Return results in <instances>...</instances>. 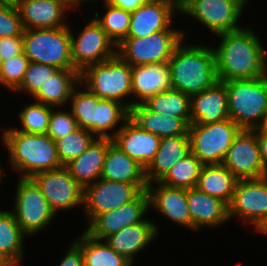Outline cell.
<instances>
[{
    "label": "cell",
    "instance_id": "ba28073f",
    "mask_svg": "<svg viewBox=\"0 0 267 266\" xmlns=\"http://www.w3.org/2000/svg\"><path fill=\"white\" fill-rule=\"evenodd\" d=\"M184 34L183 30H162L141 38L126 37L117 45V55L131 66L168 63Z\"/></svg>",
    "mask_w": 267,
    "mask_h": 266
},
{
    "label": "cell",
    "instance_id": "4316f807",
    "mask_svg": "<svg viewBox=\"0 0 267 266\" xmlns=\"http://www.w3.org/2000/svg\"><path fill=\"white\" fill-rule=\"evenodd\" d=\"M100 178L129 184H147L145 168L114 143L108 147Z\"/></svg>",
    "mask_w": 267,
    "mask_h": 266
},
{
    "label": "cell",
    "instance_id": "ab89813d",
    "mask_svg": "<svg viewBox=\"0 0 267 266\" xmlns=\"http://www.w3.org/2000/svg\"><path fill=\"white\" fill-rule=\"evenodd\" d=\"M30 61L24 53L0 62V85L15 91L22 83Z\"/></svg>",
    "mask_w": 267,
    "mask_h": 266
},
{
    "label": "cell",
    "instance_id": "7a4b0ae2",
    "mask_svg": "<svg viewBox=\"0 0 267 266\" xmlns=\"http://www.w3.org/2000/svg\"><path fill=\"white\" fill-rule=\"evenodd\" d=\"M176 46L168 62L171 87L193 96L218 81L213 47L204 45Z\"/></svg>",
    "mask_w": 267,
    "mask_h": 266
},
{
    "label": "cell",
    "instance_id": "484cf974",
    "mask_svg": "<svg viewBox=\"0 0 267 266\" xmlns=\"http://www.w3.org/2000/svg\"><path fill=\"white\" fill-rule=\"evenodd\" d=\"M132 96L135 104L148 97L172 89L168 63L132 66ZM139 100V101H138Z\"/></svg>",
    "mask_w": 267,
    "mask_h": 266
},
{
    "label": "cell",
    "instance_id": "74e56055",
    "mask_svg": "<svg viewBox=\"0 0 267 266\" xmlns=\"http://www.w3.org/2000/svg\"><path fill=\"white\" fill-rule=\"evenodd\" d=\"M107 11L102 17L95 13V20L101 25L107 35L118 45L128 35L131 20V12L122 8L105 4Z\"/></svg>",
    "mask_w": 267,
    "mask_h": 266
},
{
    "label": "cell",
    "instance_id": "83f0119b",
    "mask_svg": "<svg viewBox=\"0 0 267 266\" xmlns=\"http://www.w3.org/2000/svg\"><path fill=\"white\" fill-rule=\"evenodd\" d=\"M130 118L143 130L159 138L188 135V125L181 118L153 112L143 103L132 106Z\"/></svg>",
    "mask_w": 267,
    "mask_h": 266
},
{
    "label": "cell",
    "instance_id": "11a10c76",
    "mask_svg": "<svg viewBox=\"0 0 267 266\" xmlns=\"http://www.w3.org/2000/svg\"><path fill=\"white\" fill-rule=\"evenodd\" d=\"M187 0H177V2L182 5L184 2H186Z\"/></svg>",
    "mask_w": 267,
    "mask_h": 266
},
{
    "label": "cell",
    "instance_id": "5bb4252c",
    "mask_svg": "<svg viewBox=\"0 0 267 266\" xmlns=\"http://www.w3.org/2000/svg\"><path fill=\"white\" fill-rule=\"evenodd\" d=\"M240 216L257 230L267 219V176L239 179L229 204V218Z\"/></svg>",
    "mask_w": 267,
    "mask_h": 266
},
{
    "label": "cell",
    "instance_id": "bcb514c9",
    "mask_svg": "<svg viewBox=\"0 0 267 266\" xmlns=\"http://www.w3.org/2000/svg\"><path fill=\"white\" fill-rule=\"evenodd\" d=\"M104 4H110L115 7H119L128 12H133L142 6L144 0H104Z\"/></svg>",
    "mask_w": 267,
    "mask_h": 266
},
{
    "label": "cell",
    "instance_id": "7bdbcfd3",
    "mask_svg": "<svg viewBox=\"0 0 267 266\" xmlns=\"http://www.w3.org/2000/svg\"><path fill=\"white\" fill-rule=\"evenodd\" d=\"M24 28L16 5L0 3V38L23 36Z\"/></svg>",
    "mask_w": 267,
    "mask_h": 266
},
{
    "label": "cell",
    "instance_id": "3957f363",
    "mask_svg": "<svg viewBox=\"0 0 267 266\" xmlns=\"http://www.w3.org/2000/svg\"><path fill=\"white\" fill-rule=\"evenodd\" d=\"M12 170L22 173L20 178L62 168L55 141L47 134H27L12 128L2 133Z\"/></svg>",
    "mask_w": 267,
    "mask_h": 266
},
{
    "label": "cell",
    "instance_id": "4fadbf2b",
    "mask_svg": "<svg viewBox=\"0 0 267 266\" xmlns=\"http://www.w3.org/2000/svg\"><path fill=\"white\" fill-rule=\"evenodd\" d=\"M31 179L40 188L55 214L60 210L83 205L84 189L64 166L57 170L36 173Z\"/></svg>",
    "mask_w": 267,
    "mask_h": 266
},
{
    "label": "cell",
    "instance_id": "603a6c76",
    "mask_svg": "<svg viewBox=\"0 0 267 266\" xmlns=\"http://www.w3.org/2000/svg\"><path fill=\"white\" fill-rule=\"evenodd\" d=\"M24 30L68 26L66 8L53 0H19L16 4ZM65 20V22H64Z\"/></svg>",
    "mask_w": 267,
    "mask_h": 266
},
{
    "label": "cell",
    "instance_id": "4dcf8cb0",
    "mask_svg": "<svg viewBox=\"0 0 267 266\" xmlns=\"http://www.w3.org/2000/svg\"><path fill=\"white\" fill-rule=\"evenodd\" d=\"M238 179L223 164L203 165L197 187L230 204Z\"/></svg>",
    "mask_w": 267,
    "mask_h": 266
},
{
    "label": "cell",
    "instance_id": "9c48e42d",
    "mask_svg": "<svg viewBox=\"0 0 267 266\" xmlns=\"http://www.w3.org/2000/svg\"><path fill=\"white\" fill-rule=\"evenodd\" d=\"M17 184L12 213L21 230L30 236L49 226L56 214L31 178H19Z\"/></svg>",
    "mask_w": 267,
    "mask_h": 266
},
{
    "label": "cell",
    "instance_id": "9a60e30c",
    "mask_svg": "<svg viewBox=\"0 0 267 266\" xmlns=\"http://www.w3.org/2000/svg\"><path fill=\"white\" fill-rule=\"evenodd\" d=\"M238 180L267 176L261 161L256 129H242L232 142L222 163Z\"/></svg>",
    "mask_w": 267,
    "mask_h": 266
},
{
    "label": "cell",
    "instance_id": "44dd1931",
    "mask_svg": "<svg viewBox=\"0 0 267 266\" xmlns=\"http://www.w3.org/2000/svg\"><path fill=\"white\" fill-rule=\"evenodd\" d=\"M191 123H213L229 119L225 82L217 81L208 89L190 97Z\"/></svg>",
    "mask_w": 267,
    "mask_h": 266
},
{
    "label": "cell",
    "instance_id": "c3c4849f",
    "mask_svg": "<svg viewBox=\"0 0 267 266\" xmlns=\"http://www.w3.org/2000/svg\"><path fill=\"white\" fill-rule=\"evenodd\" d=\"M54 2H57V3H60L63 7H65L68 11V9H75V7L79 6L82 3L84 2H87L86 0H53Z\"/></svg>",
    "mask_w": 267,
    "mask_h": 266
},
{
    "label": "cell",
    "instance_id": "8992f818",
    "mask_svg": "<svg viewBox=\"0 0 267 266\" xmlns=\"http://www.w3.org/2000/svg\"><path fill=\"white\" fill-rule=\"evenodd\" d=\"M70 26L26 29L23 32V53L30 62L58 69H74L71 58Z\"/></svg>",
    "mask_w": 267,
    "mask_h": 266
},
{
    "label": "cell",
    "instance_id": "816d5d0a",
    "mask_svg": "<svg viewBox=\"0 0 267 266\" xmlns=\"http://www.w3.org/2000/svg\"><path fill=\"white\" fill-rule=\"evenodd\" d=\"M256 231L267 236V219L263 222V224H261V226Z\"/></svg>",
    "mask_w": 267,
    "mask_h": 266
},
{
    "label": "cell",
    "instance_id": "9f6ffc18",
    "mask_svg": "<svg viewBox=\"0 0 267 266\" xmlns=\"http://www.w3.org/2000/svg\"><path fill=\"white\" fill-rule=\"evenodd\" d=\"M0 266H8L0 261Z\"/></svg>",
    "mask_w": 267,
    "mask_h": 266
},
{
    "label": "cell",
    "instance_id": "7402d4cb",
    "mask_svg": "<svg viewBox=\"0 0 267 266\" xmlns=\"http://www.w3.org/2000/svg\"><path fill=\"white\" fill-rule=\"evenodd\" d=\"M112 143L113 139L96 138L79 157L64 166L83 189L100 178Z\"/></svg>",
    "mask_w": 267,
    "mask_h": 266
},
{
    "label": "cell",
    "instance_id": "8fae6325",
    "mask_svg": "<svg viewBox=\"0 0 267 266\" xmlns=\"http://www.w3.org/2000/svg\"><path fill=\"white\" fill-rule=\"evenodd\" d=\"M148 184H129L99 178L84 188L83 206L90 223L97 215L135 200Z\"/></svg>",
    "mask_w": 267,
    "mask_h": 266
},
{
    "label": "cell",
    "instance_id": "f5cc1de1",
    "mask_svg": "<svg viewBox=\"0 0 267 266\" xmlns=\"http://www.w3.org/2000/svg\"><path fill=\"white\" fill-rule=\"evenodd\" d=\"M19 0H0V3L13 4L16 5Z\"/></svg>",
    "mask_w": 267,
    "mask_h": 266
},
{
    "label": "cell",
    "instance_id": "db71d44e",
    "mask_svg": "<svg viewBox=\"0 0 267 266\" xmlns=\"http://www.w3.org/2000/svg\"><path fill=\"white\" fill-rule=\"evenodd\" d=\"M1 166V165H0ZM4 171H2V168L0 167V183H1V179H2V174Z\"/></svg>",
    "mask_w": 267,
    "mask_h": 266
},
{
    "label": "cell",
    "instance_id": "d6986e66",
    "mask_svg": "<svg viewBox=\"0 0 267 266\" xmlns=\"http://www.w3.org/2000/svg\"><path fill=\"white\" fill-rule=\"evenodd\" d=\"M186 199L191 216V230L219 227L229 218V205L201 191L198 187L186 189Z\"/></svg>",
    "mask_w": 267,
    "mask_h": 266
},
{
    "label": "cell",
    "instance_id": "6da1fadb",
    "mask_svg": "<svg viewBox=\"0 0 267 266\" xmlns=\"http://www.w3.org/2000/svg\"><path fill=\"white\" fill-rule=\"evenodd\" d=\"M252 28L217 35L221 38L215 53L219 81L256 79L267 75V50Z\"/></svg>",
    "mask_w": 267,
    "mask_h": 266
},
{
    "label": "cell",
    "instance_id": "ac0fdd59",
    "mask_svg": "<svg viewBox=\"0 0 267 266\" xmlns=\"http://www.w3.org/2000/svg\"><path fill=\"white\" fill-rule=\"evenodd\" d=\"M181 10L180 4L144 3L131 12L127 37L141 38L172 28V18Z\"/></svg>",
    "mask_w": 267,
    "mask_h": 266
},
{
    "label": "cell",
    "instance_id": "30bf717a",
    "mask_svg": "<svg viewBox=\"0 0 267 266\" xmlns=\"http://www.w3.org/2000/svg\"><path fill=\"white\" fill-rule=\"evenodd\" d=\"M248 0H187L180 12L193 17L212 34L219 35L240 30L237 26Z\"/></svg>",
    "mask_w": 267,
    "mask_h": 266
},
{
    "label": "cell",
    "instance_id": "d590c367",
    "mask_svg": "<svg viewBox=\"0 0 267 266\" xmlns=\"http://www.w3.org/2000/svg\"><path fill=\"white\" fill-rule=\"evenodd\" d=\"M203 165L193 153H190L177 162L159 182L176 188L197 187Z\"/></svg>",
    "mask_w": 267,
    "mask_h": 266
},
{
    "label": "cell",
    "instance_id": "681fc988",
    "mask_svg": "<svg viewBox=\"0 0 267 266\" xmlns=\"http://www.w3.org/2000/svg\"><path fill=\"white\" fill-rule=\"evenodd\" d=\"M256 129L262 135H267V113L264 115L261 124Z\"/></svg>",
    "mask_w": 267,
    "mask_h": 266
},
{
    "label": "cell",
    "instance_id": "ee69618b",
    "mask_svg": "<svg viewBox=\"0 0 267 266\" xmlns=\"http://www.w3.org/2000/svg\"><path fill=\"white\" fill-rule=\"evenodd\" d=\"M23 53V36L0 38V62Z\"/></svg>",
    "mask_w": 267,
    "mask_h": 266
},
{
    "label": "cell",
    "instance_id": "f907efd6",
    "mask_svg": "<svg viewBox=\"0 0 267 266\" xmlns=\"http://www.w3.org/2000/svg\"><path fill=\"white\" fill-rule=\"evenodd\" d=\"M146 3L179 4L177 0H144Z\"/></svg>",
    "mask_w": 267,
    "mask_h": 266
},
{
    "label": "cell",
    "instance_id": "277c9868",
    "mask_svg": "<svg viewBox=\"0 0 267 266\" xmlns=\"http://www.w3.org/2000/svg\"><path fill=\"white\" fill-rule=\"evenodd\" d=\"M131 78L132 66L118 55L104 62L88 66L80 73L81 88L85 86L100 99L117 101L129 111L135 104V101L128 99L132 96Z\"/></svg>",
    "mask_w": 267,
    "mask_h": 266
},
{
    "label": "cell",
    "instance_id": "b9f144b4",
    "mask_svg": "<svg viewBox=\"0 0 267 266\" xmlns=\"http://www.w3.org/2000/svg\"><path fill=\"white\" fill-rule=\"evenodd\" d=\"M53 109L55 107L51 109L47 135L56 141L75 131L78 128V124L71 111Z\"/></svg>",
    "mask_w": 267,
    "mask_h": 266
},
{
    "label": "cell",
    "instance_id": "7c38bea8",
    "mask_svg": "<svg viewBox=\"0 0 267 266\" xmlns=\"http://www.w3.org/2000/svg\"><path fill=\"white\" fill-rule=\"evenodd\" d=\"M90 20L77 37L70 29L71 58L74 69L79 73L88 66L104 62L117 55V49H115L117 45L114 41L94 17Z\"/></svg>",
    "mask_w": 267,
    "mask_h": 266
},
{
    "label": "cell",
    "instance_id": "d6a6232c",
    "mask_svg": "<svg viewBox=\"0 0 267 266\" xmlns=\"http://www.w3.org/2000/svg\"><path fill=\"white\" fill-rule=\"evenodd\" d=\"M143 104L151 111L181 118L188 126L191 124L190 96L170 89L148 97Z\"/></svg>",
    "mask_w": 267,
    "mask_h": 266
},
{
    "label": "cell",
    "instance_id": "836d02e7",
    "mask_svg": "<svg viewBox=\"0 0 267 266\" xmlns=\"http://www.w3.org/2000/svg\"><path fill=\"white\" fill-rule=\"evenodd\" d=\"M129 117L130 111L123 104L114 100L98 98L96 138L113 139ZM118 124L121 126L118 127ZM108 131L113 133L108 134Z\"/></svg>",
    "mask_w": 267,
    "mask_h": 266
},
{
    "label": "cell",
    "instance_id": "60d3db41",
    "mask_svg": "<svg viewBox=\"0 0 267 266\" xmlns=\"http://www.w3.org/2000/svg\"><path fill=\"white\" fill-rule=\"evenodd\" d=\"M58 68L50 65L39 64L30 62L25 72V76L21 85L14 92H28L31 96H34L41 85L46 82Z\"/></svg>",
    "mask_w": 267,
    "mask_h": 266
},
{
    "label": "cell",
    "instance_id": "5b68a950",
    "mask_svg": "<svg viewBox=\"0 0 267 266\" xmlns=\"http://www.w3.org/2000/svg\"><path fill=\"white\" fill-rule=\"evenodd\" d=\"M229 117L241 128L256 129L267 113V75L225 81Z\"/></svg>",
    "mask_w": 267,
    "mask_h": 266
},
{
    "label": "cell",
    "instance_id": "8d00e7d4",
    "mask_svg": "<svg viewBox=\"0 0 267 266\" xmlns=\"http://www.w3.org/2000/svg\"><path fill=\"white\" fill-rule=\"evenodd\" d=\"M96 139L89 131L78 127L75 131L55 141L57 154L62 166L79 157Z\"/></svg>",
    "mask_w": 267,
    "mask_h": 266
},
{
    "label": "cell",
    "instance_id": "f6af8a7d",
    "mask_svg": "<svg viewBox=\"0 0 267 266\" xmlns=\"http://www.w3.org/2000/svg\"><path fill=\"white\" fill-rule=\"evenodd\" d=\"M59 266H84L82 250L75 242L71 243Z\"/></svg>",
    "mask_w": 267,
    "mask_h": 266
},
{
    "label": "cell",
    "instance_id": "f546056e",
    "mask_svg": "<svg viewBox=\"0 0 267 266\" xmlns=\"http://www.w3.org/2000/svg\"><path fill=\"white\" fill-rule=\"evenodd\" d=\"M27 236L15 220L12 211L0 210V261L8 266H19L24 258L23 242Z\"/></svg>",
    "mask_w": 267,
    "mask_h": 266
},
{
    "label": "cell",
    "instance_id": "6f0895ef",
    "mask_svg": "<svg viewBox=\"0 0 267 266\" xmlns=\"http://www.w3.org/2000/svg\"><path fill=\"white\" fill-rule=\"evenodd\" d=\"M86 1H87V2H89V1H91V2H92V1H93V2L97 1V2H98L99 0H86Z\"/></svg>",
    "mask_w": 267,
    "mask_h": 266
},
{
    "label": "cell",
    "instance_id": "2e32d148",
    "mask_svg": "<svg viewBox=\"0 0 267 266\" xmlns=\"http://www.w3.org/2000/svg\"><path fill=\"white\" fill-rule=\"evenodd\" d=\"M149 196L143 191L135 200L112 211L97 215L85 232L92 238L104 240L121 229L140 223L149 210Z\"/></svg>",
    "mask_w": 267,
    "mask_h": 266
},
{
    "label": "cell",
    "instance_id": "f1b7e54d",
    "mask_svg": "<svg viewBox=\"0 0 267 266\" xmlns=\"http://www.w3.org/2000/svg\"><path fill=\"white\" fill-rule=\"evenodd\" d=\"M80 83L76 69H58L32 97L35 101L55 107L68 104L74 88Z\"/></svg>",
    "mask_w": 267,
    "mask_h": 266
},
{
    "label": "cell",
    "instance_id": "e575fe53",
    "mask_svg": "<svg viewBox=\"0 0 267 266\" xmlns=\"http://www.w3.org/2000/svg\"><path fill=\"white\" fill-rule=\"evenodd\" d=\"M79 83L73 90L71 98V113L77 121L78 127L89 130L96 137V121L98 114V97L89 91L76 90L81 87Z\"/></svg>",
    "mask_w": 267,
    "mask_h": 266
},
{
    "label": "cell",
    "instance_id": "52a82bcc",
    "mask_svg": "<svg viewBox=\"0 0 267 266\" xmlns=\"http://www.w3.org/2000/svg\"><path fill=\"white\" fill-rule=\"evenodd\" d=\"M242 129L231 119L188 126L190 150L204 165L222 164Z\"/></svg>",
    "mask_w": 267,
    "mask_h": 266
},
{
    "label": "cell",
    "instance_id": "cb8c5ba5",
    "mask_svg": "<svg viewBox=\"0 0 267 266\" xmlns=\"http://www.w3.org/2000/svg\"><path fill=\"white\" fill-rule=\"evenodd\" d=\"M158 232L157 224L150 220H143L140 223L127 226L119 232L106 237L105 241L115 252L125 257L132 264L136 253L145 249Z\"/></svg>",
    "mask_w": 267,
    "mask_h": 266
},
{
    "label": "cell",
    "instance_id": "ffe728a7",
    "mask_svg": "<svg viewBox=\"0 0 267 266\" xmlns=\"http://www.w3.org/2000/svg\"><path fill=\"white\" fill-rule=\"evenodd\" d=\"M154 183H156V187ZM147 192L150 208L158 210L159 213L173 223L191 229V216L186 199V189L167 186L158 181L148 184Z\"/></svg>",
    "mask_w": 267,
    "mask_h": 266
},
{
    "label": "cell",
    "instance_id": "d4e9b609",
    "mask_svg": "<svg viewBox=\"0 0 267 266\" xmlns=\"http://www.w3.org/2000/svg\"><path fill=\"white\" fill-rule=\"evenodd\" d=\"M190 153L188 135L161 138L158 151L145 168L147 184L160 181L177 162Z\"/></svg>",
    "mask_w": 267,
    "mask_h": 266
},
{
    "label": "cell",
    "instance_id": "1f68e13d",
    "mask_svg": "<svg viewBox=\"0 0 267 266\" xmlns=\"http://www.w3.org/2000/svg\"><path fill=\"white\" fill-rule=\"evenodd\" d=\"M75 241L81 248L84 266H132L125 257L115 252L106 242L92 238L85 231Z\"/></svg>",
    "mask_w": 267,
    "mask_h": 266
},
{
    "label": "cell",
    "instance_id": "7dc6e473",
    "mask_svg": "<svg viewBox=\"0 0 267 266\" xmlns=\"http://www.w3.org/2000/svg\"><path fill=\"white\" fill-rule=\"evenodd\" d=\"M256 134L260 147L261 161L265 168V171L267 172V135H262L257 129Z\"/></svg>",
    "mask_w": 267,
    "mask_h": 266
},
{
    "label": "cell",
    "instance_id": "f35d334b",
    "mask_svg": "<svg viewBox=\"0 0 267 266\" xmlns=\"http://www.w3.org/2000/svg\"><path fill=\"white\" fill-rule=\"evenodd\" d=\"M52 106L35 101V103L25 106L19 112L21 129L17 131L27 134H47Z\"/></svg>",
    "mask_w": 267,
    "mask_h": 266
},
{
    "label": "cell",
    "instance_id": "e0dca14e",
    "mask_svg": "<svg viewBox=\"0 0 267 266\" xmlns=\"http://www.w3.org/2000/svg\"><path fill=\"white\" fill-rule=\"evenodd\" d=\"M160 140L161 138L143 130L129 117L116 133L113 143L146 168L158 151Z\"/></svg>",
    "mask_w": 267,
    "mask_h": 266
}]
</instances>
